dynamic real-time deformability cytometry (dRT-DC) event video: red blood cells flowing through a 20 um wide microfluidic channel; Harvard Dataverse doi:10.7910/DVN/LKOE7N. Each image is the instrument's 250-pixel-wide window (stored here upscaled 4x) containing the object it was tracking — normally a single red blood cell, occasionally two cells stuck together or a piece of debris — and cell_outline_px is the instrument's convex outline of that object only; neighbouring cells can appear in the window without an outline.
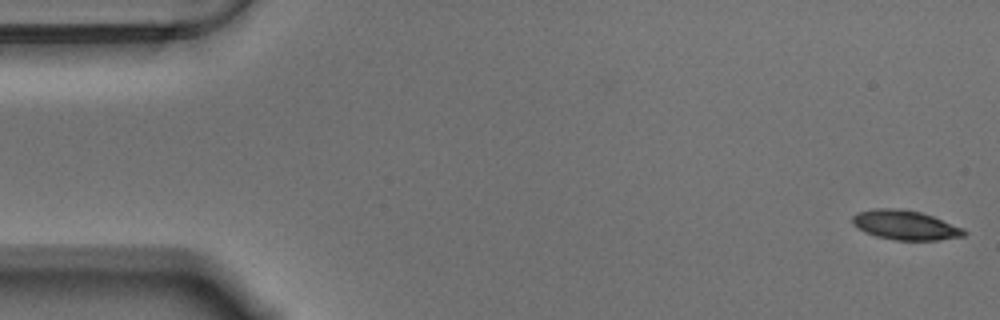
{"species": "Egyptian fruit bat (a non-hibernating species)", "species_latin": "Rousettus aegyptiacus", "temperature_condition": "warm", "stored_images_in_passage": 57, "camera_frame_rate_fps": 3000, "um_per_image_px": 0.085, "animal": {"sex": "male"}, "frame": {"image": 1, "passage_image": 1, "time_ms": 0.0, "image_size_px": [1000, 320], "cell_outline_px": [[968, 232], [964, 236], [936, 240], [896, 240], [876, 236], [864, 232], [852, 224], [852, 216], [856, 212], [876, 208], [896, 208], [920, 212], [932, 216], [964, 228]], "centroid_in_image_um": [76.93, 19.13], "position_along_channel_um": 8.1, "area_um2": 19.19}}
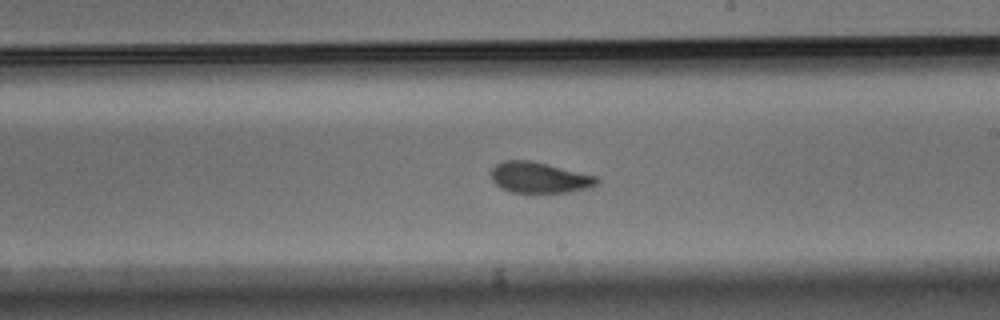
{"frame": {"image": 2, "passage_image": 32, "time_ms": 10.333, "image_size_px": [1000, 320], "cell_outline_px": [[600, 180], [592, 188], [572, 192], [512, 192], [496, 184], [492, 180], [488, 172], [496, 164], [504, 160], [532, 160], [600, 176]], "centroid_in_image_um": [45.9, 15.08], "position_along_channel_um": 243.1, "area_um2": 19.42}}
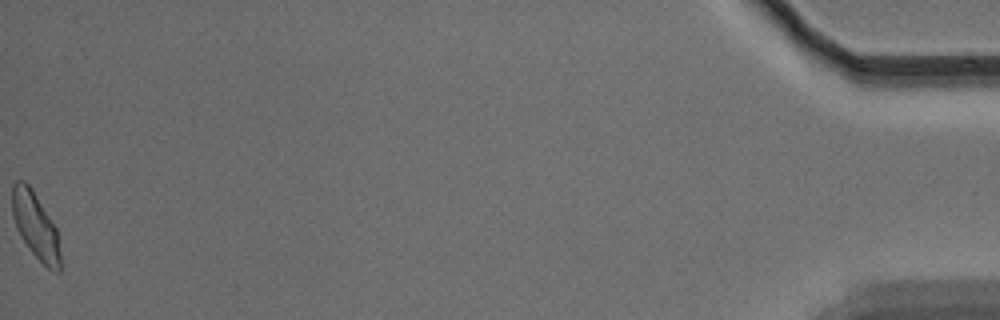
{"frame": {"image": 3, "passage_image": 57, "time_ms": 18.667, "image_size_px": [1000, 320], "cell_outline_px": [[60, 272], [56, 272], [48, 268], [32, 252], [20, 236], [16, 228], [12, 216], [12, 184], [16, 180], [24, 180], [32, 188], [56, 228], [60, 252]], "centroid_in_image_um": [2.99, 19.15], "position_along_channel_um": 432.2, "area_um2": 18.5}, "authors_computed_cell_mechanics": {"area_um2": 19.4208, "velocity_mm_per_s": 3.5202, "shape_relaxation_time_tau1_ms": 2.9476, "shape_relaxation_time_tau2_ms": 1.3841, "deformation_change_tau1": 0.1377, "deformation_change_tau2": 0.0678}}